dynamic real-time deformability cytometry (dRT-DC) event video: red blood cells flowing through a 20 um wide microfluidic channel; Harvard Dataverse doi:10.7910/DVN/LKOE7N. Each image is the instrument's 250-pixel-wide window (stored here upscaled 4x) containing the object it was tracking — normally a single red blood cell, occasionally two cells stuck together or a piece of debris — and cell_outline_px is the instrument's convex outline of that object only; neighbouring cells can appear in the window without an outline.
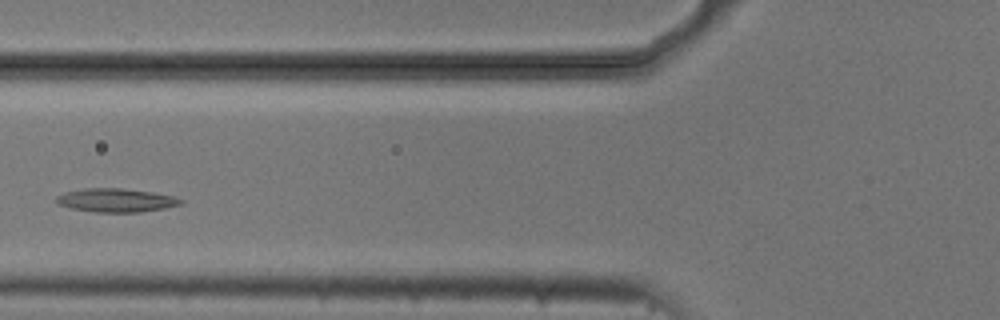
{"species": "common noctule bat (a hibernating species)", "species_latin": "Nyctalus noctula", "temperature_condition": "cold", "stored_images_in_passage": 7, "camera_frame_rate_fps": 3000, "um_per_image_px": 0.085, "animal": {"sex": "male", "body_mass_g": 20.5, "forearm_length_mm": 52.5}, "frame": {"image": 1, "passage_image": 4, "time_ms": 1.0, "image_size_px": [1000, 320], "cell_outline_px": [[184, 200], [180, 204], [164, 208], [140, 212], [96, 212], [72, 208], [60, 204], [56, 200], [56, 196], [64, 192], [84, 188], [124, 188], [152, 192], [172, 196]], "centroid_in_image_um": [9.85, 17.01], "position_along_channel_um": 115.9, "area_um2": 16.94}}
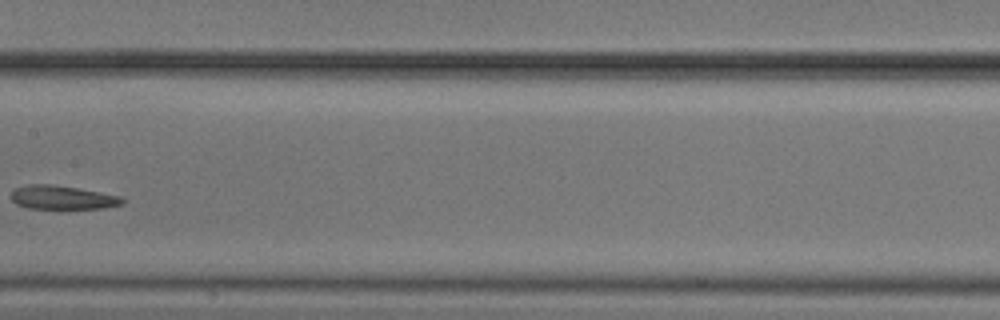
{"frame": {"image": 2, "passage_image": 6, "time_ms": 1.667, "image_size_px": [1000, 320], "cell_outline_px": [[124, 204], [104, 208], [28, 208], [16, 204], [12, 200], [12, 192], [16, 188], [28, 184], [52, 184], [100, 192], [120, 196], [124, 200]], "centroid_in_image_um": [5.31, 16.78], "position_along_channel_um": 202.1, "area_um2": 15.2}}
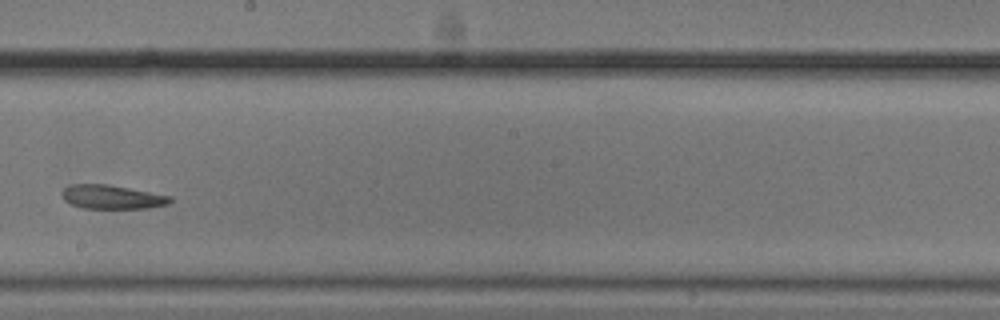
{"frame": {"image": 3, "passage_image": 7, "time_ms": 2.0, "image_size_px": [1000, 320], "cell_outline_px": [[172, 200], [168, 204], [148, 208], [84, 208], [72, 204], [64, 200], [60, 192], [68, 184], [108, 184], [172, 196]], "centroid_in_image_um": [9.5, 16.73], "position_along_channel_um": 238.7, "area_um2": 15.09}}